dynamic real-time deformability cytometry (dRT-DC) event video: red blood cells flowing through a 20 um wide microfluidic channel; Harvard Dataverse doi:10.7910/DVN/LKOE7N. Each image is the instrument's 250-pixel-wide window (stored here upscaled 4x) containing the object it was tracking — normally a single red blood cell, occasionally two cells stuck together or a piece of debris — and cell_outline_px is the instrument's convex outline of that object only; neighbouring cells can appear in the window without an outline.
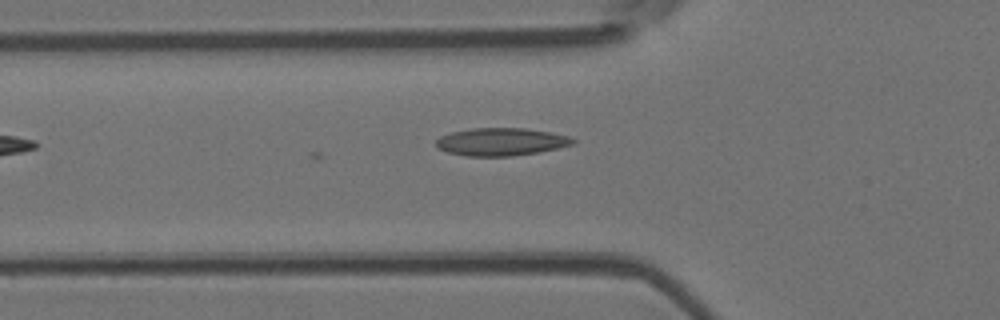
{"species": "Egyptian fruit bat (a non-hibernating species)", "species_latin": "Rousettus aegyptiacus", "temperature_condition": "room temperature", "stored_images_in_passage": 2, "camera_frame_rate_fps": 3000, "um_per_image_px": 0.085, "animal": {"sex": "female"}, "frame": {"image": 1, "passage_image": 2, "time_ms": 1.0, "image_size_px": [1000, 320], "cell_outline_px": [[576, 144], [536, 152], [512, 156], [468, 156], [448, 152], [436, 148], [436, 140], [440, 136], [452, 132], [472, 128], [524, 128], [552, 132], [568, 136], [576, 140]], "centroid_in_image_um": [42.59, 12.05], "position_along_channel_um": 83.2, "area_um2": 22.08}}